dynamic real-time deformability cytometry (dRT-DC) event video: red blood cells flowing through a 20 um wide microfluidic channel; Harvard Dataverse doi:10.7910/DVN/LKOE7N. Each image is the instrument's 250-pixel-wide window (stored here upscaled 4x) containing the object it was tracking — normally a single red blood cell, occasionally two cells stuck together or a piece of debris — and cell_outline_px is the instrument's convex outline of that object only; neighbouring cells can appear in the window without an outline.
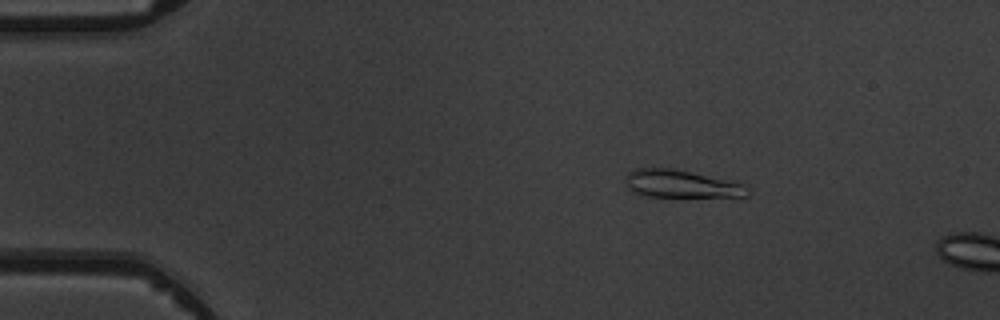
{"species": "common noctule bat (a hibernating species)", "species_latin": "Nyctalus noctula", "temperature_condition": "warm", "stored_images_in_passage": 3, "camera_frame_rate_fps": 3000, "um_per_image_px": 0.085, "animal": {"sex": "male", "body_mass_g": 19.5, "forearm_length_mm": 54.6}, "frame": {"image": 1, "passage_image": 1, "time_ms": 0.0, "image_size_px": [1000, 320], "cell_outline_px": [[752, 192], [748, 196], [644, 196], [636, 192], [628, 184], [628, 172], [632, 168], [672, 168], [736, 180], [744, 184]], "centroid_in_image_um": [58.03, 15.61], "position_along_channel_um": 27.0, "area_um2": 19.65}}